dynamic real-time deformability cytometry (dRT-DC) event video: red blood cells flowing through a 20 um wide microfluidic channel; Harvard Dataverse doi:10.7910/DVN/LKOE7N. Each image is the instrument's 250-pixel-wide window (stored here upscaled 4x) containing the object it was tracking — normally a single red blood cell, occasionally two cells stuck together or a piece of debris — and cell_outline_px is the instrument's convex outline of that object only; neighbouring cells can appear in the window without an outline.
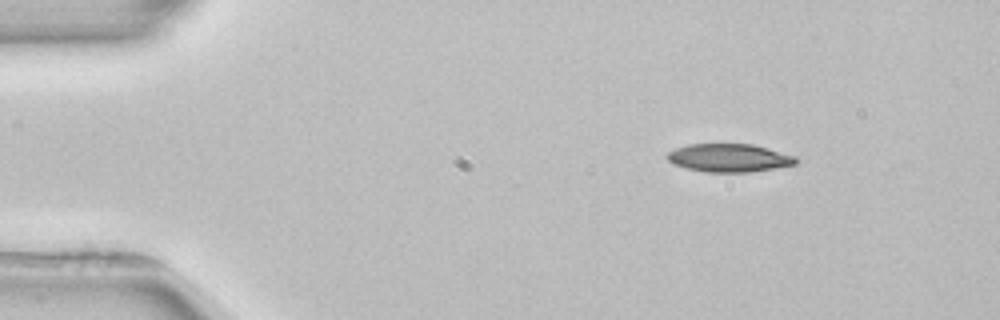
{"species": "common noctule bat (a hibernating species)", "species_latin": "Nyctalus noctula", "temperature_condition": "room temperature", "stored_images_in_passage": 3, "camera_frame_rate_fps": 3000, "um_per_image_px": 0.085, "animal": {"sex": "female", "body_mass_g": 22.7, "forearm_length_mm": 54.2}, "frame": {"image": 1, "passage_image": 1, "time_ms": 0.0, "image_size_px": [1000, 320], "cell_outline_px": [[796, 164], [748, 172], [704, 172], [684, 168], [672, 164], [664, 156], [668, 152], [676, 148], [688, 144], [752, 144], [768, 148], [796, 156]], "centroid_in_image_um": [61.91, 13.42], "position_along_channel_um": 23.1, "area_um2": 21.15}}
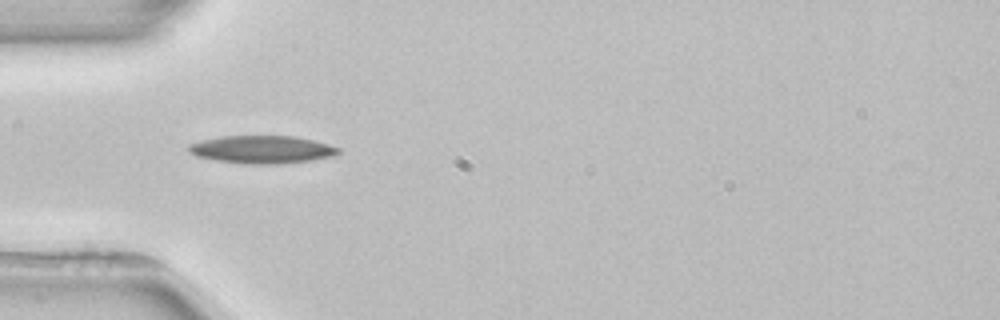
{"frame": {"image": 2, "passage_image": 3, "time_ms": 3.0, "image_size_px": [1000, 320], "cell_outline_px": [[340, 152], [336, 156], [312, 160], [280, 164], [244, 164], [216, 160], [196, 156], [188, 152], [188, 144], [204, 140], [224, 136], [292, 136], [312, 140], [340, 148]], "centroid_in_image_um": [22.28, 12.72], "position_along_channel_um": 62.7, "area_um2": 24.22}}